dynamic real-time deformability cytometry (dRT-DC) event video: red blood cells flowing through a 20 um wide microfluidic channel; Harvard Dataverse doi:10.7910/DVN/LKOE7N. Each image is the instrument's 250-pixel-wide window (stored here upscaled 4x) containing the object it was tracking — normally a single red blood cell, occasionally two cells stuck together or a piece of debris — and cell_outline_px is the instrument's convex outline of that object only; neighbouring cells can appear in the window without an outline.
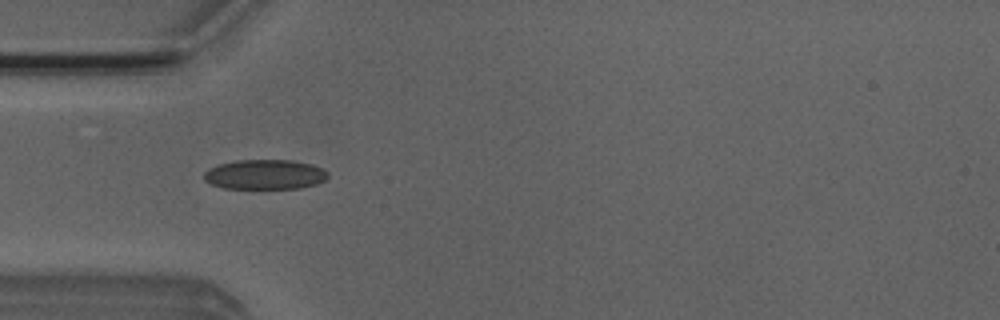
{"species": "Egyptian fruit bat (a non-hibernating species)", "species_latin": "Rousettus aegyptiacus", "temperature_condition": "room temperature", "stored_images_in_passage": 4, "camera_frame_rate_fps": 3000, "um_per_image_px": 0.085, "animal": {"sex": "male"}, "frame": {"image": 1, "passage_image": 2, "time_ms": 0.333, "image_size_px": [1000, 320], "cell_outline_px": [[328, 176], [324, 180], [316, 184], [300, 188], [224, 188], [212, 184], [204, 180], [204, 172], [208, 168], [220, 164], [236, 160], [292, 160], [312, 164], [328, 172]], "centroid_in_image_um": [22.51, 14.82], "position_along_channel_um": 62.5, "area_um2": 21.44}}